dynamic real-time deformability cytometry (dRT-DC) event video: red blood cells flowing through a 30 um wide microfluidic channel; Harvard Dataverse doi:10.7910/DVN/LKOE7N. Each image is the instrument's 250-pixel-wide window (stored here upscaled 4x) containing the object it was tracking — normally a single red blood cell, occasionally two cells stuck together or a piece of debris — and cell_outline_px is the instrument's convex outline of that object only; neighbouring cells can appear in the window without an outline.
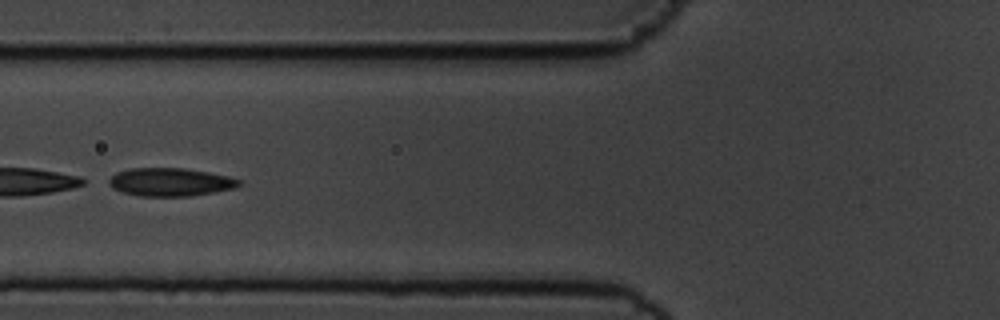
{"species": "common noctule bat (a hibernating species)", "species_latin": "Nyctalus noctula", "temperature_condition": "cold", "stored_images_in_passage": 23, "camera_frame_rate_fps": 3000, "um_per_image_px": 0.085, "animal": {"sex": "male", "body_mass_g": 19.5, "forearm_length_mm": 54.6}, "frame": {"image": 1, "passage_image": 20, "time_ms": 6.333, "image_size_px": [1000, 320], "cell_outline_px": [[240, 184], [236, 188], [192, 196], [140, 196], [124, 192], [112, 188], [104, 180], [116, 172], [132, 168], [184, 168], [208, 172], [228, 176], [240, 180]], "centroid_in_image_um": [14.43, 15.47], "position_along_channel_um": 111.4, "area_um2": 21.5}}